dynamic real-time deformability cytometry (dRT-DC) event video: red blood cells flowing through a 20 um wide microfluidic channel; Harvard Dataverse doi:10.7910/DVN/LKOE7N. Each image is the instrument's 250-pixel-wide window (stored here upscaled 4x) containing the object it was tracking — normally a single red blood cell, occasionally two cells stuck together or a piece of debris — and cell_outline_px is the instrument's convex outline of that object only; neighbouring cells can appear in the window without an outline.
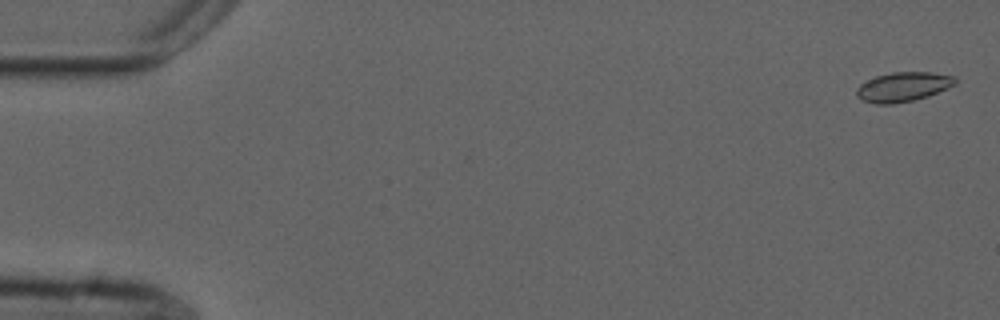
{"species": "common noctule bat (a hibernating species)", "species_latin": "Nyctalus noctula", "temperature_condition": "cold", "stored_images_in_passage": 55, "camera_frame_rate_fps": 3000, "um_per_image_px": 0.085, "animal": {"sex": "male", "forearm_length_mm": 52.5}, "frame": {"image": 1, "passage_image": 2, "time_ms": 0.333, "image_size_px": [1000, 320], "cell_outline_px": [[956, 84], [948, 88], [928, 96], [912, 100], [892, 104], [876, 104], [860, 100], [856, 96], [856, 88], [860, 84], [876, 76], [892, 72], [932, 72], [956, 76]], "centroid_in_image_um": [76.76, 7.38], "position_along_channel_um": 8.2, "area_um2": 17.05}}
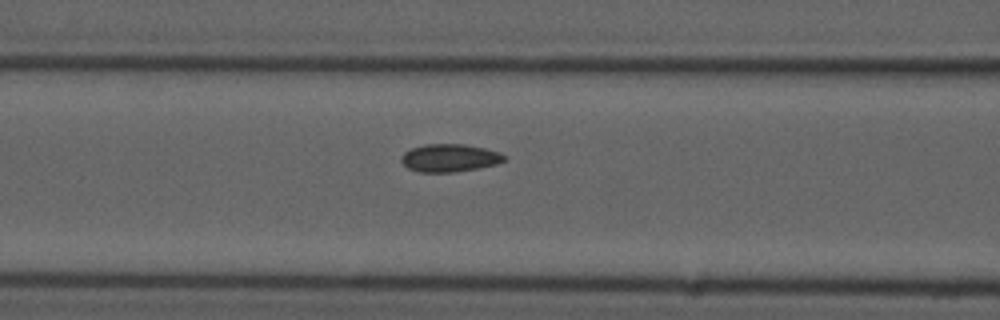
{"frame": {"image": 2, "passage_image": 23, "time_ms": 7.333, "image_size_px": [1000, 320], "cell_outline_px": [[508, 160], [496, 164], [456, 172], [420, 172], [408, 168], [400, 160], [400, 156], [404, 152], [412, 148], [424, 144], [464, 144], [484, 148], [500, 152], [508, 156]], "centroid_in_image_um": [38.24, 13.42], "position_along_channel_um": 128.4, "area_um2": 16.82}}
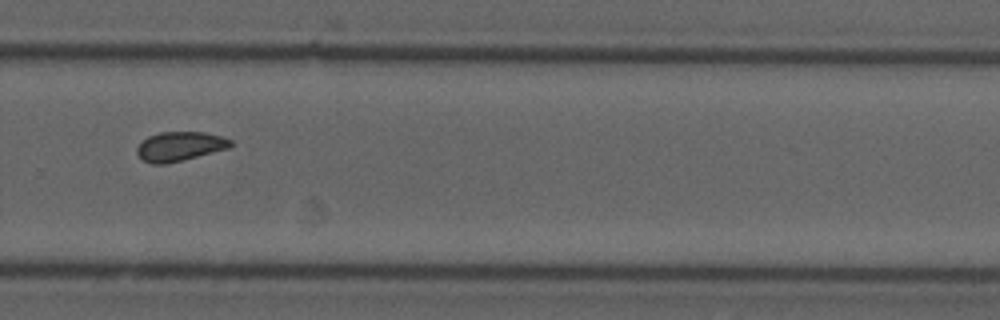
{"frame": {"image": 3, "passage_image": 38, "time_ms": 12.333, "image_size_px": [1000, 320], "cell_outline_px": [[232, 144], [228, 148], [164, 164], [152, 164], [144, 160], [136, 152], [136, 148], [148, 136], [160, 132], [204, 132], [224, 136], [232, 140]], "centroid_in_image_um": [15.29, 12.42], "position_along_channel_um": 314.5, "area_um2": 15.72}, "authors_computed_cell_mechanics": {"area_um2": 16.2418, "velocity_mm_per_s": 3.7327, "shape_relaxation_time_tau1_ms": null, "shape_relaxation_time_tau2_ms": 2.4802, "deformation_change_tau1": null, "deformation_change_tau2": 0.0645}}